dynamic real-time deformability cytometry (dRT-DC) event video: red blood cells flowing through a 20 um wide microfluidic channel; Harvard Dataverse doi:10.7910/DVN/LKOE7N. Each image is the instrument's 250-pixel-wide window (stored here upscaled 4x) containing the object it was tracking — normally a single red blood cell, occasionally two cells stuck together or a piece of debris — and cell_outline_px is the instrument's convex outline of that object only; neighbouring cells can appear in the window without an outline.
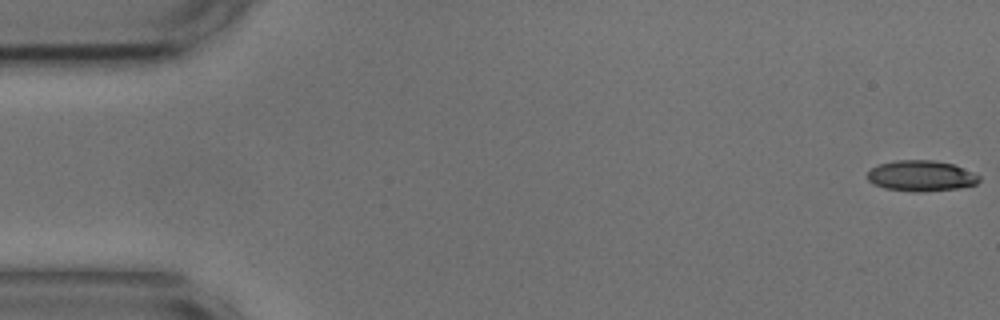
{"species": "common noctule bat (a hibernating species)", "species_latin": "Nyctalus noctula", "temperature_condition": "cold", "stored_images_in_passage": 54, "camera_frame_rate_fps": 3000, "um_per_image_px": 0.085, "animal": {"sex": "male", "body_mass_g": 17.9, "forearm_length_mm": 54.2}, "frame": {"image": 1, "passage_image": 1, "time_ms": 0.0, "image_size_px": [1000, 320], "cell_outline_px": [[980, 180], [976, 184], [956, 188], [920, 192], [912, 192], [884, 188], [872, 184], [868, 180], [868, 172], [872, 168], [880, 164], [896, 160], [932, 160], [952, 164], [972, 172], [980, 176]], "centroid_in_image_um": [78.27, 14.95], "position_along_channel_um": 6.7, "area_um2": 19.88}}
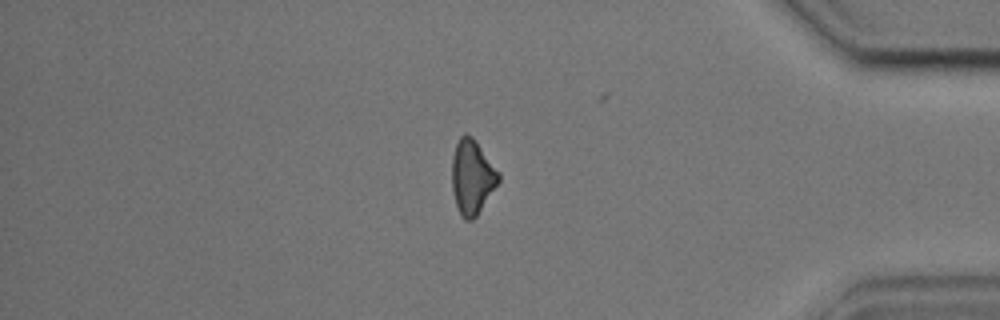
{"frame": {"image": 2, "passage_image": 46, "time_ms": 15.0, "image_size_px": [1000, 320], "cell_outline_px": [[500, 180], [476, 216], [472, 220], [464, 220], [460, 216], [456, 204], [452, 188], [452, 156], [456, 144], [460, 136], [464, 132], [472, 136], [500, 172]], "centroid_in_image_um": [40.12, 15.03], "position_along_channel_um": 395.1, "area_um2": 20.23}}
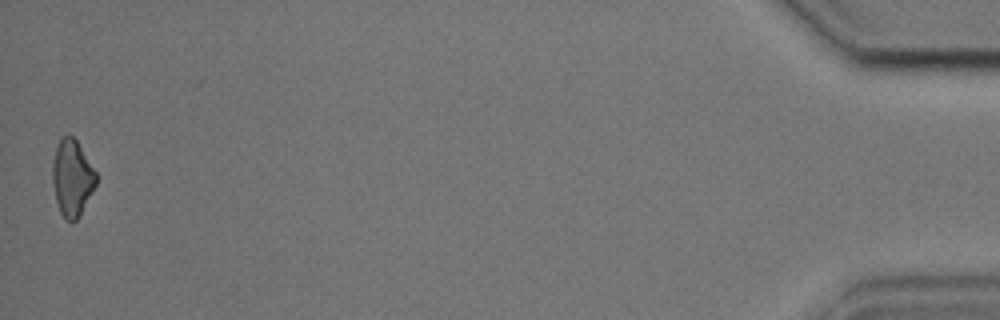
{"frame": {"image": 3, "passage_image": 54, "time_ms": 17.667, "image_size_px": [1000, 320], "cell_outline_px": [[96, 184], [80, 216], [76, 220], [64, 220], [60, 212], [56, 200], [52, 184], [52, 164], [56, 148], [60, 140], [64, 136], [72, 136], [76, 140], [96, 172]], "centroid_in_image_um": [6.12, 15.15], "position_along_channel_um": 429.1, "area_um2": 19.19}}